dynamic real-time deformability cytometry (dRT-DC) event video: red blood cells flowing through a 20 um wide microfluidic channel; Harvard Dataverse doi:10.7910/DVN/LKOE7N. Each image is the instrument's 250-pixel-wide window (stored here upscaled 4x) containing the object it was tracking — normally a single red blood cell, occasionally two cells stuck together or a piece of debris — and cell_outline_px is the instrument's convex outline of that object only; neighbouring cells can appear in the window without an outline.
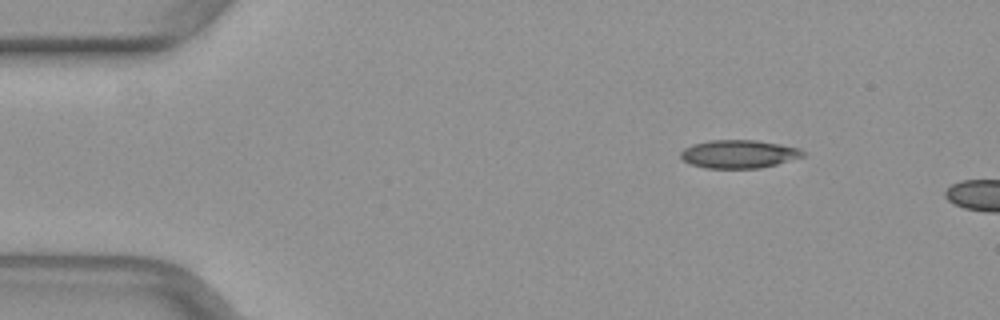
{"species": "common noctule bat (a hibernating species)", "species_latin": "Nyctalus noctula", "temperature_condition": "warm", "stored_images_in_passage": 4, "camera_frame_rate_fps": 3000, "um_per_image_px": 0.085, "animal": {"sex": "female", "body_mass_g": 29.2, "forearm_length_mm": 56.3}, "frame": {"image": 1, "passage_image": 1, "time_ms": 0.0, "image_size_px": [1000, 320], "cell_outline_px": [[808, 152], [804, 156], [776, 164], [760, 168], [704, 168], [692, 164], [684, 160], [680, 156], [680, 152], [684, 148], [692, 144], [712, 140], [756, 140], [780, 144], [800, 148]], "centroid_in_image_um": [62.82, 13.09], "position_along_channel_um": 22.2, "area_um2": 20.11}}